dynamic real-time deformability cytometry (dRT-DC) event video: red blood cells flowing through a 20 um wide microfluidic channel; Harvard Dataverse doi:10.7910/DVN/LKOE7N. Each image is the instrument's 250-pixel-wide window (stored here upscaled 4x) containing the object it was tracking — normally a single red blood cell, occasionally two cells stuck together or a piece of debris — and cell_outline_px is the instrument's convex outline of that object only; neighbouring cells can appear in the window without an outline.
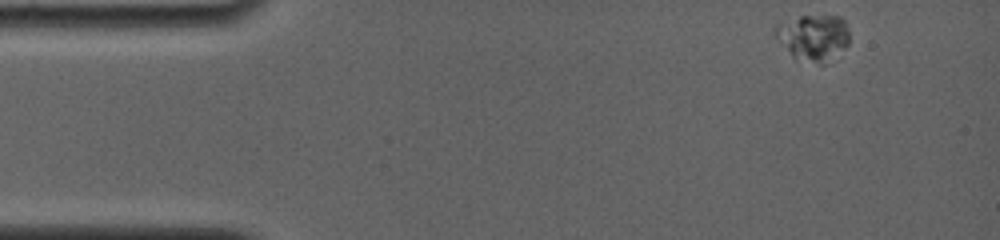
{"species": "common noctule bat (a hibernating species)", "species_latin": "Nyctalus noctula", "temperature_condition": "room temperature", "stored_images_in_passage": 21, "camera_frame_rate_fps": 4000, "um_per_image_px": 0.085, "animal": {"sex": "female", "body_mass_g": 19.0, "forearm_length_mm": 56.7}, "frame": {"image": 1, "passage_image": 1, "time_ms": 0.0, "image_size_px": [1000, 240], "cell_outline_px": [[848, 44], [844, 48], [824, 64], [820, 64], [792, 56], [776, 36], [772, 28], [776, 24], [800, 16], [840, 16], [844, 20], [848, 32]], "centroid_in_image_um": [69.13, 3.15], "position_along_channel_um": 15.9, "area_um2": 19.54}}